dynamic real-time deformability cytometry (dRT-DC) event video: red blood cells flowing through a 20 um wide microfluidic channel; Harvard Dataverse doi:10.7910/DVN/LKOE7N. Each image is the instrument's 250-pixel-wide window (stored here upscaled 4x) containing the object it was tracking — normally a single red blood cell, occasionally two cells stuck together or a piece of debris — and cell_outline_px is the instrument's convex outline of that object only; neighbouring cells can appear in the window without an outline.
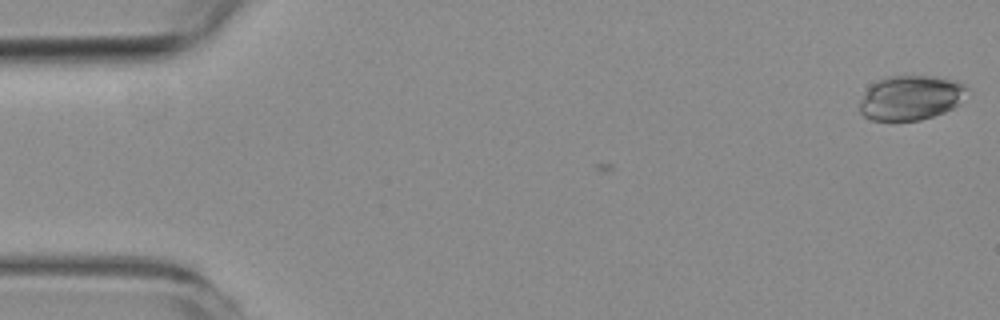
{"species": "common noctule bat (a hibernating species)", "species_latin": "Nyctalus noctula", "temperature_condition": "room temperature", "stored_images_in_passage": 2, "camera_frame_rate_fps": 3000, "um_per_image_px": 0.085, "animal": {"sex": "female", "body_mass_g": 19.3, "forearm_length_mm": 54.1}, "frame": {"image": 1, "passage_image": 2, "time_ms": 1.0, "image_size_px": [1000, 320], "cell_outline_px": [[968, 88], [960, 104], [944, 112], [920, 120], [872, 120], [864, 116], [860, 112], [860, 100], [864, 92], [876, 80], [888, 76], [932, 76], [956, 80], [964, 84]], "centroid_in_image_um": [77.41, 8.3], "position_along_channel_um": 7.6, "area_um2": 27.98}}